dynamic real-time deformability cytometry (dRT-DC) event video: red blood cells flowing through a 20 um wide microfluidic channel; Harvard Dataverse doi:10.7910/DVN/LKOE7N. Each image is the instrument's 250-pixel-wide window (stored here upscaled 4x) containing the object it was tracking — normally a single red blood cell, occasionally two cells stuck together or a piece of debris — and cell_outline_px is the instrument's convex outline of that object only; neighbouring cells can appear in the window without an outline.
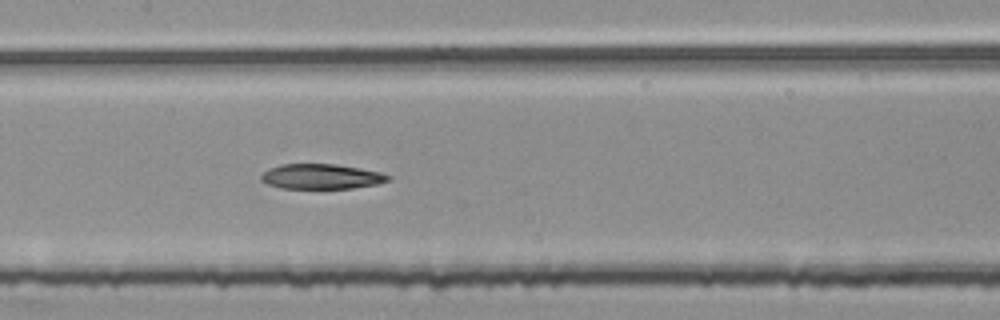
{"species": "common noctule bat (a hibernating species)", "species_latin": "Nyctalus noctula", "temperature_condition": "room temperature", "stored_images_in_passage": 52, "segment_of_instrument_passage": [2, 2], "camera_frame_rate_fps": 3000, "um_per_image_px": 0.085, "animal": {"sex": "female", "body_mass_g": 25.1}, "frame": {"image": 1, "passage_image": 25, "time_ms": 8.0, "image_size_px": [1000, 320], "cell_outline_px": [[392, 180], [376, 184], [352, 188], [280, 188], [268, 184], [260, 180], [260, 176], [268, 168], [280, 164], [336, 164], [360, 168], [380, 172], [392, 176]], "centroid_in_image_um": [27.31, 15.0], "position_along_channel_um": 180.1, "area_um2": 18.61}}
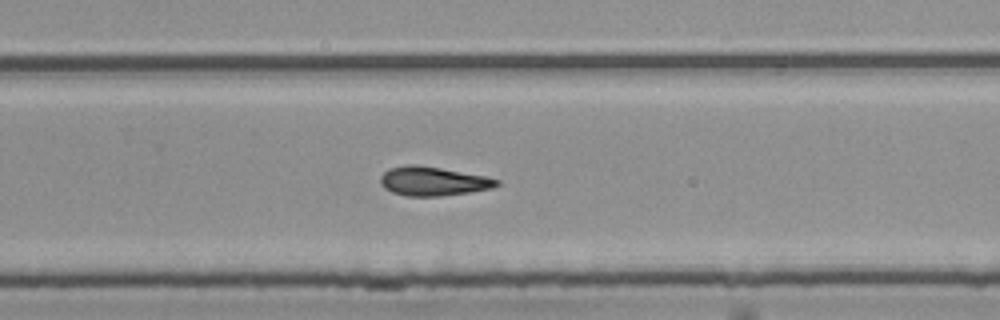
{"frame": {"image": 2, "passage_image": 34, "time_ms": 11.0, "image_size_px": [1000, 320], "cell_outline_px": [[500, 184], [492, 188], [468, 192], [440, 196], [408, 196], [392, 192], [384, 188], [380, 184], [380, 176], [388, 168], [408, 164], [420, 164], [488, 176], [500, 180]], "centroid_in_image_um": [36.81, 15.38], "position_along_channel_um": 293.0, "area_um2": 19.94}}
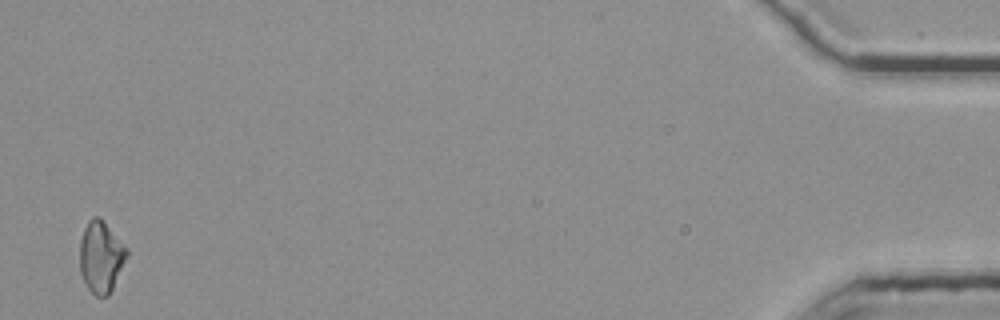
{"frame": {"image": 3, "passage_image": 52, "time_ms": 17.0, "image_size_px": [1000, 320], "cell_outline_px": [[128, 256], [108, 296], [96, 296], [88, 288], [80, 272], [80, 240], [84, 228], [88, 220], [92, 216], [100, 216], [104, 220], [128, 248]], "centroid_in_image_um": [8.59, 21.78], "position_along_channel_um": 426.6, "area_um2": 19.71}}